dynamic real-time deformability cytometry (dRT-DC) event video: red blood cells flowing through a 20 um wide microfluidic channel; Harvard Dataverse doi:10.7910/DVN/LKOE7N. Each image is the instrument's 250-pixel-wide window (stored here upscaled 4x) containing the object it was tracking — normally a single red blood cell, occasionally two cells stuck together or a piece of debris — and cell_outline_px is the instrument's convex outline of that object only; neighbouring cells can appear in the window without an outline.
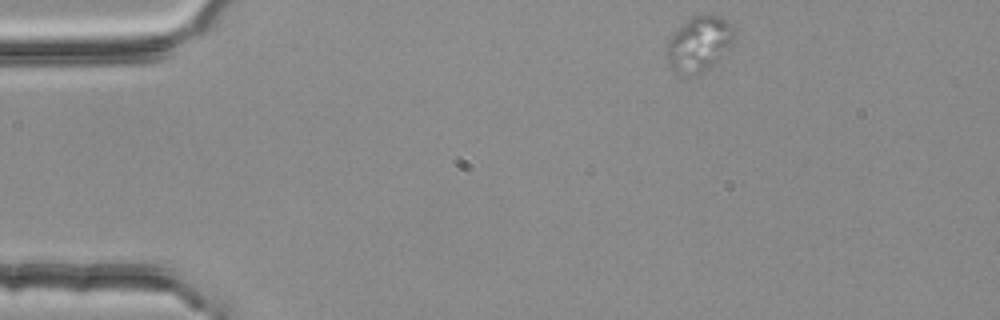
{"species": "common noctule bat (a hibernating species)", "species_latin": "Nyctalus noctula", "temperature_condition": "room temperature", "stored_images_in_passage": 3, "camera_frame_rate_fps": 3000, "um_per_image_px": 0.085, "animal": {"sex": "female", "body_mass_g": 25.1}, "frame": {"image": 1, "passage_image": 1, "time_ms": 0.0, "image_size_px": [1000, 320], "cell_outline_px": [[736, 28], [732, 48], [720, 60], [704, 72], [676, 72], [672, 68], [668, 60], [668, 40], [672, 32], [692, 16], [720, 16], [728, 20]], "centroid_in_image_um": [59.51, 3.69], "position_along_channel_um": 25.5, "area_um2": 21.68}}
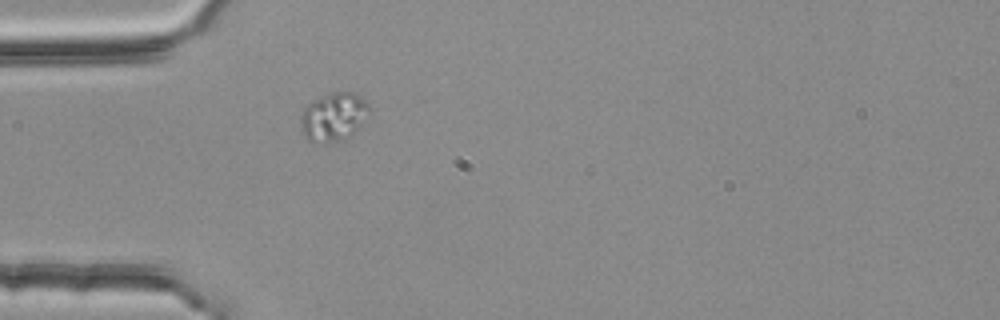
{"frame": {"image": 2, "passage_image": 3, "time_ms": 0.667, "image_size_px": [1000, 320], "cell_outline_px": [[368, 108], [352, 132], [348, 136], [328, 140], [312, 140], [304, 136], [300, 120], [304, 108], [312, 100], [320, 96], [332, 92], [352, 92], [360, 96], [368, 104]], "centroid_in_image_um": [28.27, 9.84], "position_along_channel_um": 56.7, "area_um2": 17.92}}